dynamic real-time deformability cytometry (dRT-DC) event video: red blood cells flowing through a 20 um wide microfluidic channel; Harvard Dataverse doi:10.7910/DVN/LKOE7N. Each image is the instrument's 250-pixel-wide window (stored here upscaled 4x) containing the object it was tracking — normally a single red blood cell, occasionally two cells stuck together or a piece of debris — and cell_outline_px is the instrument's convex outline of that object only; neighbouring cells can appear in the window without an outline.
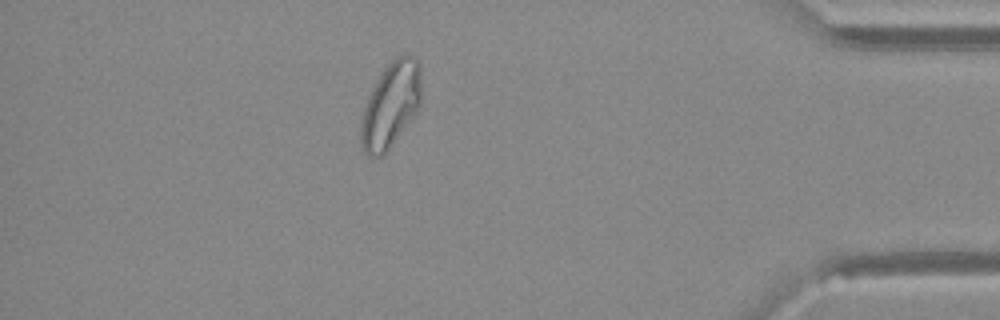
{"species": "Egyptian fruit bat (a non-hibernating species)", "species_latin": "Rousettus aegyptiacus", "temperature_condition": "warm", "stored_images_in_passage": 43, "camera_frame_rate_fps": 3000, "um_per_image_px": 0.085, "animal": {"sex": "female"}, "frame": {"image": 1, "passage_image": 37, "time_ms": 12.0, "image_size_px": [1000, 320], "cell_outline_px": [[420, 104], [416, 112], [388, 148], [380, 156], [372, 160], [364, 152], [360, 144], [360, 124], [364, 108], [368, 96], [380, 72], [400, 52], [404, 52], [416, 56], [420, 64]], "centroid_in_image_um": [33.19, 8.87], "position_along_channel_um": 402.0, "area_um2": 30.17}}